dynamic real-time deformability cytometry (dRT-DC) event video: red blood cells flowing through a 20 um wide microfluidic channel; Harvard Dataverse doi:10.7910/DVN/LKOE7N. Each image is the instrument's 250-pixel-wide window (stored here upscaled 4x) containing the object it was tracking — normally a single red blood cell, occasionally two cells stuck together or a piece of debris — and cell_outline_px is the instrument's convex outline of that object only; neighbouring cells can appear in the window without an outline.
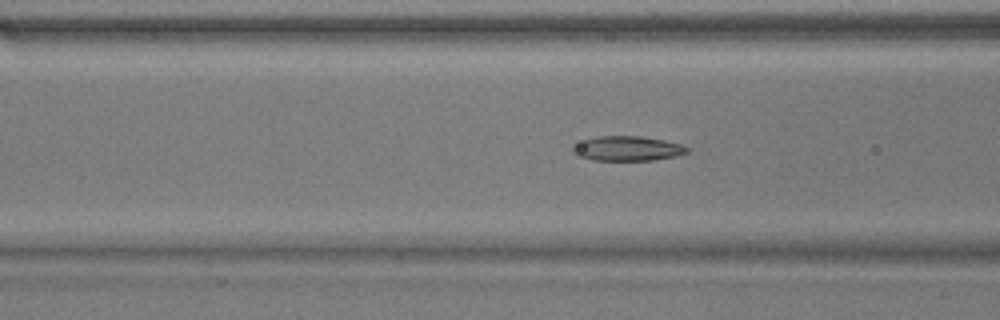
{"species": "common noctule bat (a hibernating species)", "species_latin": "Nyctalus noctula", "temperature_condition": "warm", "stored_images_in_passage": 53, "camera_frame_rate_fps": 3000, "um_per_image_px": 0.085, "animal": {"sex": "male", "body_mass_g": 17.9}, "frame": {"image": 1, "passage_image": 20, "time_ms": 6.333, "image_size_px": [1000, 320], "cell_outline_px": [[692, 152], [676, 156], [656, 160], [592, 160], [580, 156], [572, 152], [572, 148], [584, 140], [600, 136], [640, 136], [664, 140], [680, 144], [692, 148]], "centroid_in_image_um": [53.43, 12.63], "position_along_channel_um": 113.2, "area_um2": 16.47}}
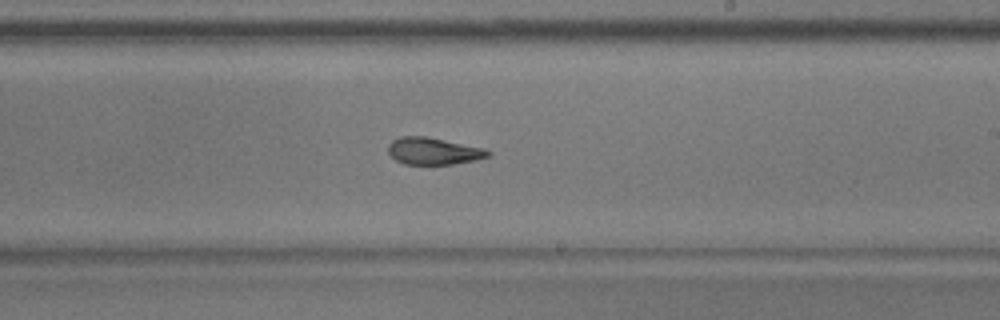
{"frame": {"image": 2, "passage_image": 31, "time_ms": 10.0, "image_size_px": [1000, 320], "cell_outline_px": [[492, 152], [488, 156], [476, 160], [452, 164], [404, 164], [396, 160], [388, 152], [388, 144], [392, 140], [400, 136], [424, 136], [484, 148]], "centroid_in_image_um": [36.82, 12.84], "position_along_channel_um": 252.2, "area_um2": 15.61}}
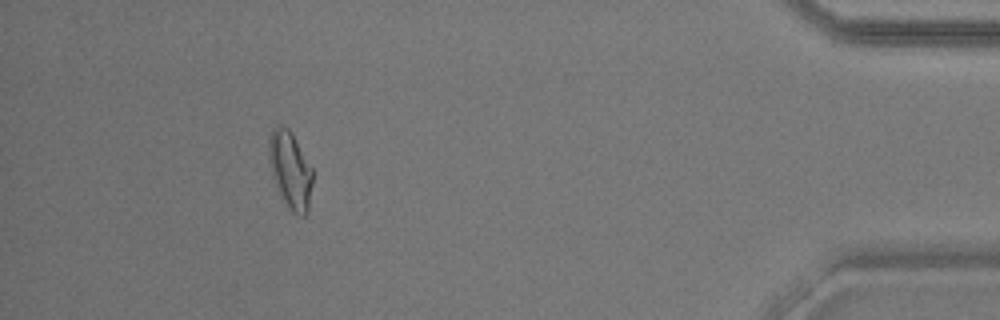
{"frame": {"image": 3, "passage_image": 48, "time_ms": 15.667, "image_size_px": [1000, 320], "cell_outline_px": [[312, 184], [308, 212], [304, 216], [300, 216], [292, 212], [288, 208], [280, 196], [272, 176], [268, 160], [268, 136], [272, 128], [280, 124], [288, 128], [292, 132], [312, 168]], "centroid_in_image_um": [24.65, 14.43], "position_along_channel_um": 410.6, "area_um2": 20.06}, "authors_computed_cell_mechanics": {"area_um2": 17.4556, "velocity_mm_per_s": 3.7879, "shape_relaxation_time_tau1_ms": 10.7794, "shape_relaxation_time_tau2_ms": 2.4208, "deformation_change_tau1": 0.2555, "deformation_change_tau2": 0.1045}}